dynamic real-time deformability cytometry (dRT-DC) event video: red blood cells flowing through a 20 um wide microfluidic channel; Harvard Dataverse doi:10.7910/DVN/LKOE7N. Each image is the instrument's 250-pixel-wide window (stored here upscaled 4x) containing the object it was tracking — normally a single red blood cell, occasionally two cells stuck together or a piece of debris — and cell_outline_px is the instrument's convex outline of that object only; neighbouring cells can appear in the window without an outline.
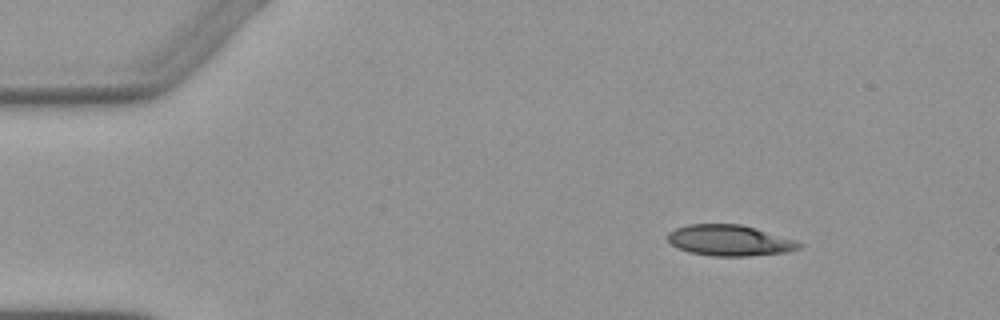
{"species": "Egyptian fruit bat (a non-hibernating species)", "species_latin": "Rousettus aegyptiacus", "temperature_condition": "warm", "stored_images_in_passage": 4, "camera_frame_rate_fps": 3000, "um_per_image_px": 0.085, "animal": {"sex": "female"}, "frame": {"image": 1, "passage_image": 1, "time_ms": 0.0, "image_size_px": [1000, 320], "cell_outline_px": [[804, 244], [800, 248], [788, 252], [748, 256], [712, 256], [688, 252], [672, 244], [668, 240], [668, 232], [676, 228], [688, 224], [740, 224], [756, 228], [796, 240]], "centroid_in_image_um": [62.05, 20.44], "position_along_channel_um": 23.0, "area_um2": 23.7}}
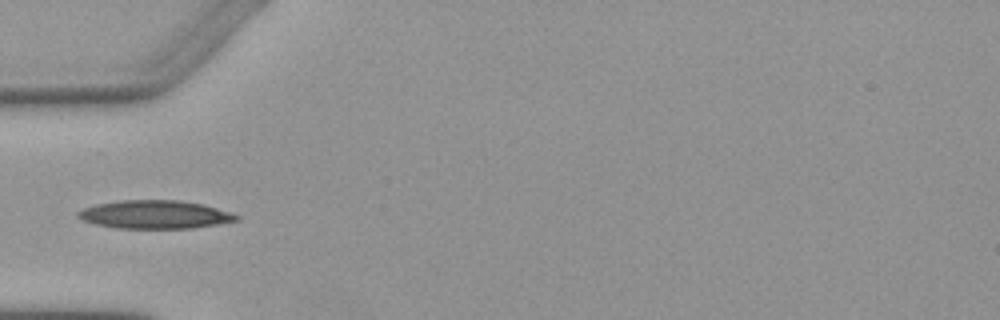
{"frame": {"image": 2, "passage_image": 4, "time_ms": 3.333, "image_size_px": [1000, 320], "cell_outline_px": [[240, 220], [192, 228], [116, 228], [96, 224], [80, 220], [76, 216], [76, 212], [84, 208], [96, 204], [120, 200], [180, 200], [204, 204], [232, 212], [240, 216]], "centroid_in_image_um": [13.17, 18.23], "position_along_channel_um": 71.8, "area_um2": 26.3}}